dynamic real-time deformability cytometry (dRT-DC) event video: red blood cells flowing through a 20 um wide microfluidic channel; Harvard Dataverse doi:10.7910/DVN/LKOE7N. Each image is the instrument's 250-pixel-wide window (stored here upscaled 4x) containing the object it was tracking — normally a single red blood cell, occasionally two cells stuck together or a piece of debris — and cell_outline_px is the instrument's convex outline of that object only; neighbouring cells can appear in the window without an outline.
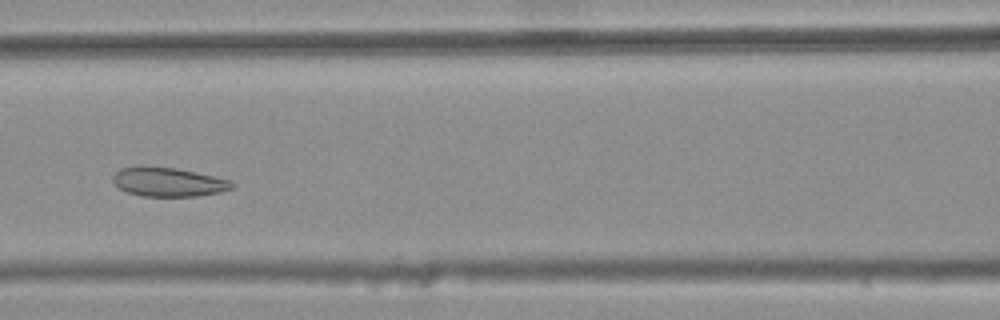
{"species": "common noctule bat (a hibernating species)", "species_latin": "Nyctalus noctula", "temperature_condition": "warm", "stored_images_in_passage": 35, "camera_frame_rate_fps": 3000, "um_per_image_px": 0.085, "animal": {"sex": "female", "body_mass_g": 25.1}, "frame": {"image": 1, "passage_image": 14, "time_ms": 4.333, "image_size_px": [1000, 320], "cell_outline_px": [[236, 184], [232, 188], [220, 192], [200, 196], [140, 196], [128, 192], [120, 188], [112, 180], [112, 176], [120, 168], [176, 168], [212, 176], [228, 180]], "centroid_in_image_um": [14.33, 15.5], "position_along_channel_um": 152.3, "area_um2": 19.54}}
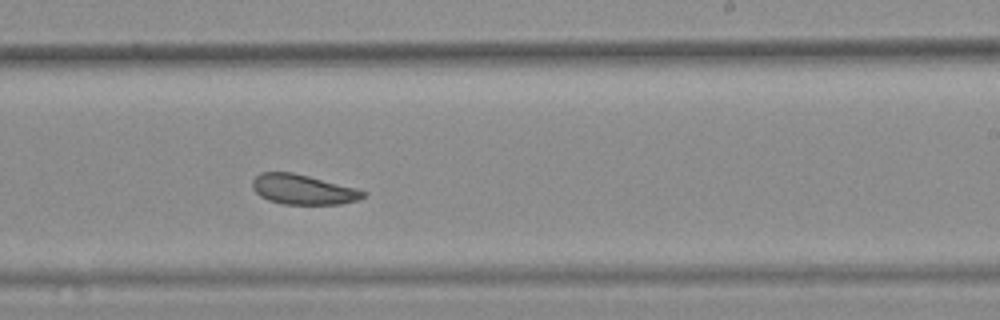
{"frame": {"image": 2, "passage_image": 23, "time_ms": 7.333, "image_size_px": [1000, 320], "cell_outline_px": [[368, 192], [364, 196], [356, 200], [340, 204], [284, 204], [268, 200], [260, 196], [252, 188], [252, 180], [260, 172], [292, 172], [356, 188]], "centroid_in_image_um": [25.73, 16.1], "position_along_channel_um": 263.3, "area_um2": 19.19}}
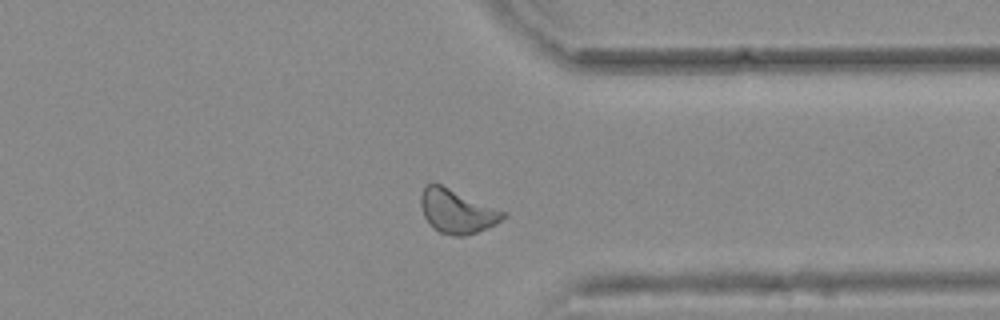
{"frame": {"image": 3, "passage_image": 32, "time_ms": 10.333, "image_size_px": [1000, 320], "cell_outline_px": [[508, 216], [488, 228], [464, 236], [452, 236], [440, 232], [432, 228], [424, 216], [420, 204], [420, 196], [424, 188], [432, 180], [508, 212]], "centroid_in_image_um": [38.85, 17.94], "position_along_channel_um": 372.6, "area_um2": 21.44}, "authors_computed_cell_mechanics": {"area_um2": 20.3456, "velocity_mm_per_s": 3.7118, "shape_relaxation_time_tau1_ms": null, "shape_relaxation_time_tau2_ms": 2.944, "deformation_change_tau1": null, "deformation_change_tau2": 0.0895}}